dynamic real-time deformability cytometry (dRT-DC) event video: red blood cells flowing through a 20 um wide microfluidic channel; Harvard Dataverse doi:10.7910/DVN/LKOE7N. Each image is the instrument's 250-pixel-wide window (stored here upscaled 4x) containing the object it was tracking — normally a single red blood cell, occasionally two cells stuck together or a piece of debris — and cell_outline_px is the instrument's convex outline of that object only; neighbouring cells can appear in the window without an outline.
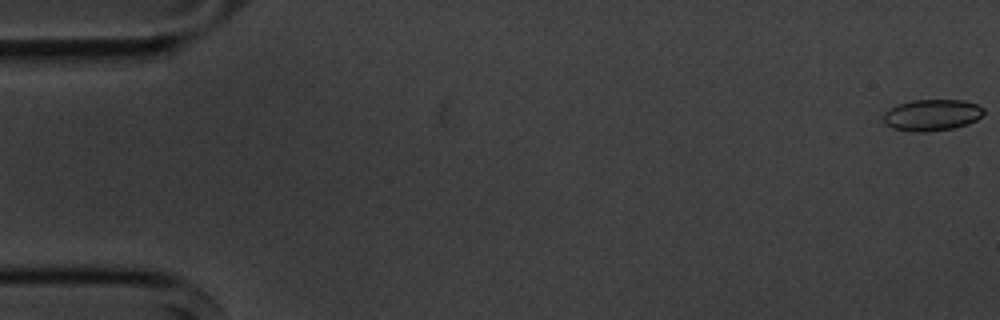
{"species": "common noctule bat (a hibernating species)", "species_latin": "Nyctalus noctula", "temperature_condition": "cold", "stored_images_in_passage": 6, "camera_frame_rate_fps": 3000, "um_per_image_px": 0.085, "animal": {"sex": "male", "body_mass_g": 20.1, "forearm_length_mm": 53.5}, "frame": {"image": 1, "passage_image": 1, "time_ms": 0.0, "image_size_px": [1000, 320], "cell_outline_px": [[984, 112], [976, 120], [968, 124], [952, 128], [924, 132], [912, 132], [892, 128], [884, 124], [884, 112], [896, 104], [912, 100], [964, 100], [976, 104], [984, 108]], "centroid_in_image_um": [79.18, 9.77], "position_along_channel_um": 5.8, "area_um2": 18.44}}
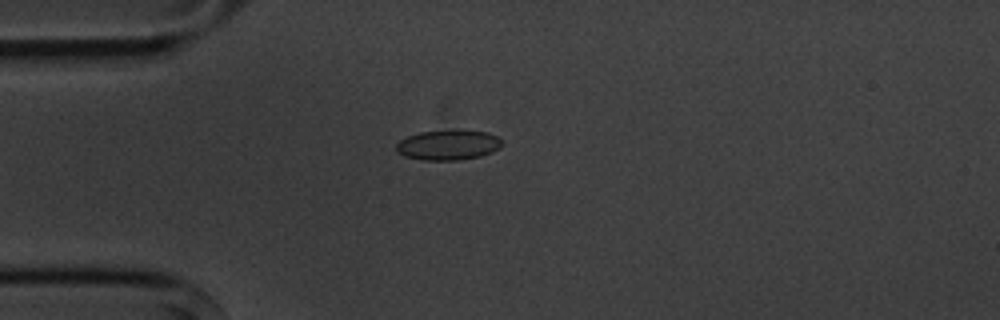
{"frame": {"image": 2, "passage_image": 5, "time_ms": 4.667, "image_size_px": [1000, 320], "cell_outline_px": [[500, 148], [492, 152], [480, 156], [456, 160], [424, 160], [404, 156], [396, 152], [396, 144], [400, 140], [408, 136], [420, 132], [452, 128], [456, 128], [488, 132], [496, 136], [500, 140]], "centroid_in_image_um": [38.08, 12.29], "position_along_channel_um": 46.9, "area_um2": 18.9}}